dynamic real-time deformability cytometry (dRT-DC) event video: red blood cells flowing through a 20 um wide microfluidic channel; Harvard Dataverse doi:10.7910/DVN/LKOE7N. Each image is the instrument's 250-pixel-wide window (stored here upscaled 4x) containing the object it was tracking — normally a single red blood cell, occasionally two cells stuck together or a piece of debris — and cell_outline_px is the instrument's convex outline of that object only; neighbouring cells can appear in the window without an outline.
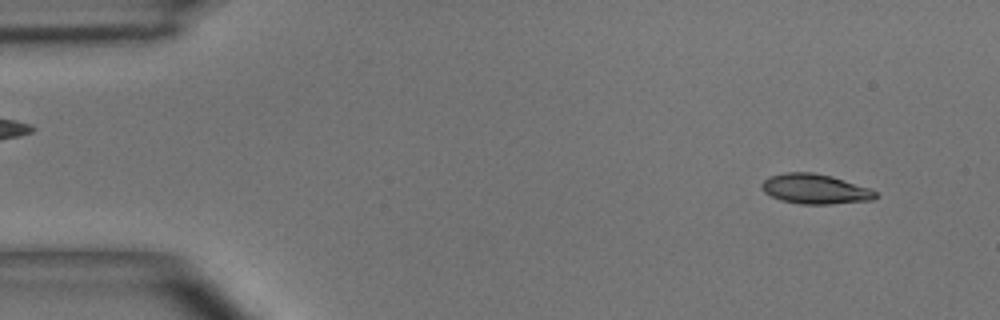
{"species": "common noctule bat (a hibernating species)", "species_latin": "Nyctalus noctula", "temperature_condition": "room temperature", "stored_images_in_passage": 4, "camera_frame_rate_fps": 3000, "um_per_image_px": 0.085, "animal": {"sex": "male", "body_mass_g": 15.6}, "frame": {"image": 1, "passage_image": 1, "time_ms": 0.0, "image_size_px": [1000, 320], "cell_outline_px": [[880, 196], [872, 200], [828, 204], [800, 204], [780, 200], [764, 192], [760, 188], [760, 184], [768, 176], [784, 172], [812, 172], [832, 176], [872, 188]], "centroid_in_image_um": [69.29, 16.05], "position_along_channel_um": 15.7, "area_um2": 20.11}}